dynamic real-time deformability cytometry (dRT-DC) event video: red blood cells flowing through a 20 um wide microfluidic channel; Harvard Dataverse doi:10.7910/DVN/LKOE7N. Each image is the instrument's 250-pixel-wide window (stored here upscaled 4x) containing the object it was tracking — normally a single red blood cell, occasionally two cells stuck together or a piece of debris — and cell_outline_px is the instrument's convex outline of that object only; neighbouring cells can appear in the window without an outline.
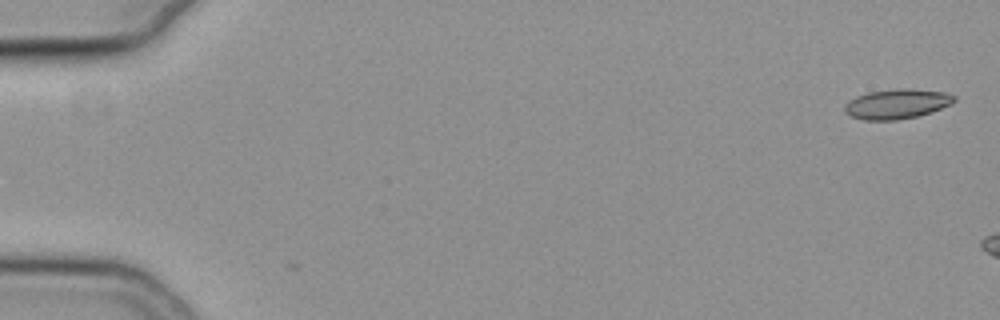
{"species": "common noctule bat (a hibernating species)", "species_latin": "Nyctalus noctula", "temperature_condition": "cold", "stored_images_in_passage": 3, "camera_frame_rate_fps": 3000, "um_per_image_px": 0.085, "animal": {"sex": "female", "body_mass_g": 19.3, "forearm_length_mm": 54.1}, "frame": {"image": 1, "passage_image": 1, "time_ms": 0.0, "image_size_px": [1000, 320], "cell_outline_px": [[956, 100], [952, 104], [916, 116], [896, 120], [864, 120], [852, 116], [844, 112], [844, 104], [848, 100], [856, 96], [868, 92], [904, 88], [944, 92], [956, 96]], "centroid_in_image_um": [76.2, 8.83], "position_along_channel_um": 8.8, "area_um2": 18.84}}